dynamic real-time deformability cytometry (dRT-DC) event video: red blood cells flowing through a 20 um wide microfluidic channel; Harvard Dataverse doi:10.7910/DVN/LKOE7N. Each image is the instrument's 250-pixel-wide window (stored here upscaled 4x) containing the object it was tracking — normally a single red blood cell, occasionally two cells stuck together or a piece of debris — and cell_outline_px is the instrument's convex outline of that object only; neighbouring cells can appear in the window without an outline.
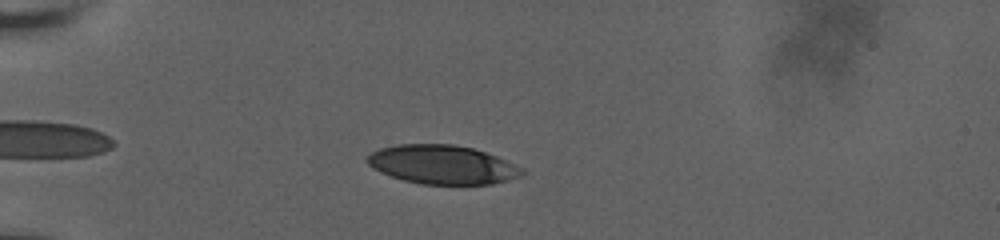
{"species": "human", "species_latin": "Homo sapiens", "temperature_condition": "room temperature", "stored_images_in_passage": 38, "camera_frame_rate_fps": 3000, "um_per_image_px": 0.085, "donor": {"sex": "male"}, "frame": {"image": 1, "passage_image": 3, "time_ms": 1.333, "image_size_px": [1000, 240], "cell_outline_px": [[524, 172], [520, 176], [492, 184], [420, 184], [404, 180], [392, 176], [372, 168], [364, 160], [372, 152], [380, 148], [396, 144], [452, 144], [472, 148], [496, 156], [524, 168]], "centroid_in_image_um": [37.58, 13.99], "position_along_channel_um": 47.4, "area_um2": 34.91}}
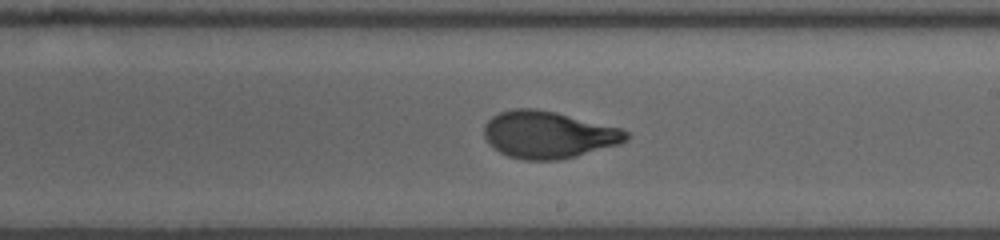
{"frame": {"image": 2, "passage_image": 21, "time_ms": 7.667, "image_size_px": [1000, 240], "cell_outline_px": [[628, 140], [620, 144], [576, 156], [560, 160], [524, 160], [508, 156], [492, 148], [488, 144], [484, 136], [484, 124], [492, 116], [500, 112], [512, 108], [536, 108], [556, 112], [624, 128], [628, 132]], "centroid_in_image_um": [46.61, 11.44], "position_along_channel_um": 242.4, "area_um2": 39.48}}
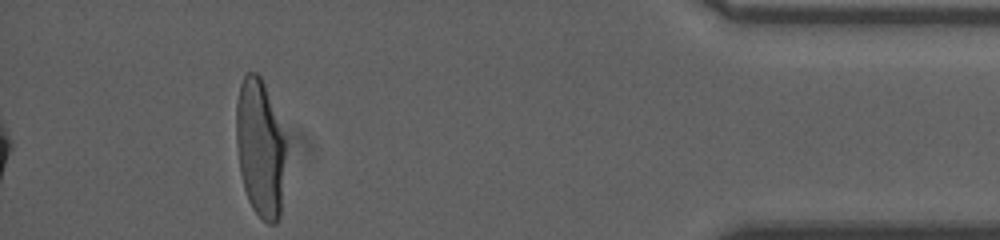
{"frame": {"image": 3, "passage_image": 38, "time_ms": 13.667, "image_size_px": [1000, 240], "cell_outline_px": [[284, 156], [280, 216], [276, 224], [268, 224], [252, 208], [248, 200], [244, 188], [240, 172], [236, 144], [236, 104], [240, 84], [244, 76], [248, 72], [256, 72], [260, 76], [264, 84], [284, 140]], "centroid_in_image_um": [22.06, 12.61], "position_along_channel_um": 413.1, "area_um2": 38.96}, "authors_computed_cell_mechanics": {"area_um2": 38.9283, "velocity_mm_per_s": 3.648, "shape_relaxation_time_tau1_ms": 4.6603, "shape_relaxation_time_tau2_ms": 0.8085, "deformation_change_tau1": 0.2098, "deformation_change_tau2": 0.0665}}